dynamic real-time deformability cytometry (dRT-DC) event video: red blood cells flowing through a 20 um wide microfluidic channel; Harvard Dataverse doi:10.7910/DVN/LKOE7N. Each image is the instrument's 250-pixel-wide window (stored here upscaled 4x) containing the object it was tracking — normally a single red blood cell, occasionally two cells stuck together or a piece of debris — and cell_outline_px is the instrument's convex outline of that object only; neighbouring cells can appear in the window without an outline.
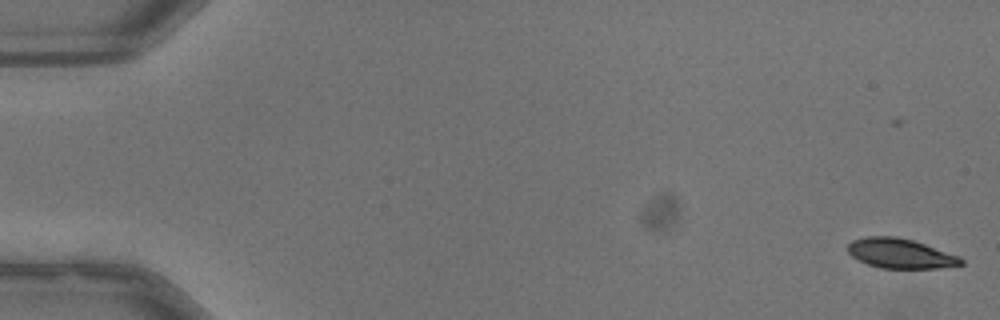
{"species": "common noctule bat (a hibernating species)", "species_latin": "Nyctalus noctula", "temperature_condition": "warm", "stored_images_in_passage": 53, "camera_frame_rate_fps": 3000, "um_per_image_px": 0.085, "animal": {"sex": "male", "body_mass_g": 13.3}, "frame": {"image": 1, "passage_image": 1, "time_ms": 0.0, "image_size_px": [1000, 320], "cell_outline_px": [[964, 264], [936, 268], [880, 268], [868, 264], [852, 256], [848, 252], [848, 244], [852, 240], [868, 236], [896, 236], [912, 240], [960, 256], [964, 260]], "centroid_in_image_um": [76.53, 21.54], "position_along_channel_um": 8.5, "area_um2": 19.48}}
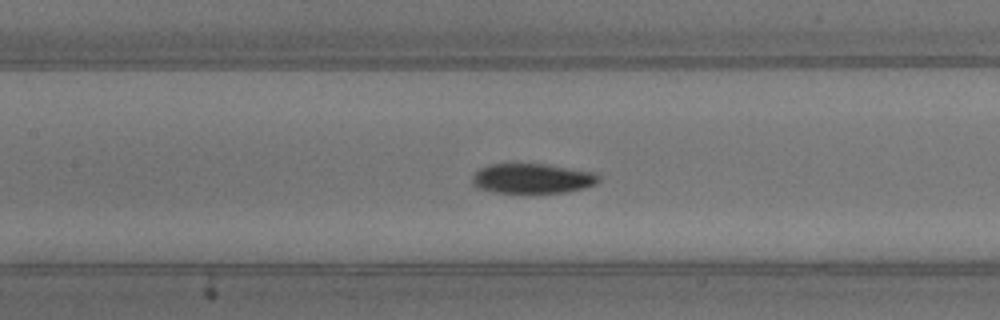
{"frame": {"image": 2, "passage_image": 25, "time_ms": 8.0, "image_size_px": [1000, 320], "cell_outline_px": [[600, 180], [596, 184], [584, 188], [564, 192], [496, 192], [480, 188], [472, 184], [472, 176], [480, 168], [488, 164], [512, 160], [544, 164], [596, 172], [600, 176]], "centroid_in_image_um": [45.22, 15.11], "position_along_channel_um": 162.2, "area_um2": 22.66}}
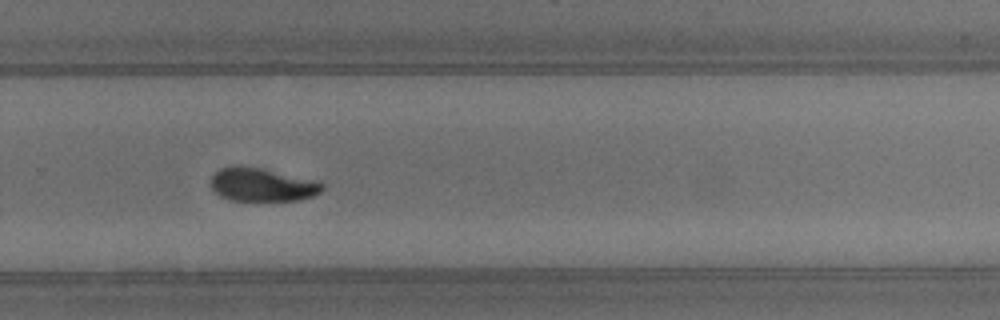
{"frame": {"image": 3, "passage_image": 36, "time_ms": 11.667, "image_size_px": [1000, 320], "cell_outline_px": [[324, 188], [320, 192], [312, 196], [296, 200], [232, 200], [220, 196], [208, 184], [212, 176], [220, 168], [232, 164], [236, 164], [264, 168], [320, 180], [324, 184]], "centroid_in_image_um": [22.28, 15.66], "position_along_channel_um": 307.5, "area_um2": 22.2}, "authors_computed_cell_mechanics": {"area_um2": 21.7906, "velocity_mm_per_s": 3.9957, "shape_relaxation_time_tau1_ms": 2.968, "shape_relaxation_time_tau2_ms": 3.7236, "deformation_change_tau1": 0.1396, "deformation_change_tau2": 0.0661}}